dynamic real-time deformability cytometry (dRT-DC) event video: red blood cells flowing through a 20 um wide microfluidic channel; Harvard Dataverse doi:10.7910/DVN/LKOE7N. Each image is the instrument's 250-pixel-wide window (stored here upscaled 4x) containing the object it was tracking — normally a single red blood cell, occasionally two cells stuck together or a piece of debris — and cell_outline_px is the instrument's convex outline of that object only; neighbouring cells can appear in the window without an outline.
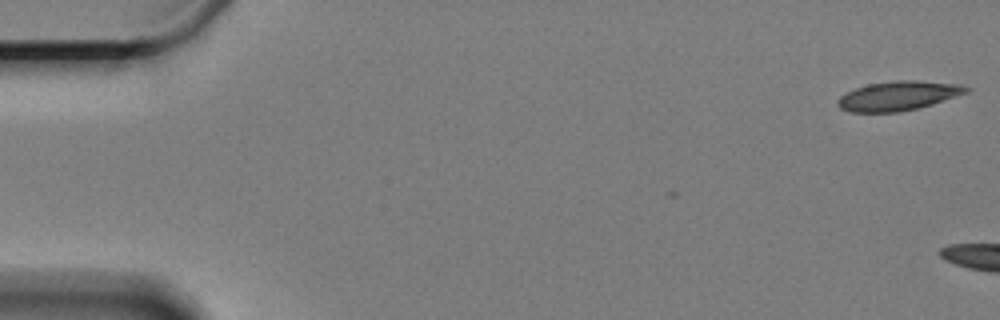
{"species": "Egyptian fruit bat (a non-hibernating species)", "species_latin": "Rousettus aegyptiacus", "temperature_condition": "cold", "stored_images_in_passage": 9, "camera_frame_rate_fps": 3000, "um_per_image_px": 0.085, "animal": {"sex": "female"}, "frame": {"image": 1, "passage_image": 1, "time_ms": 0.0, "image_size_px": [1000, 320], "cell_outline_px": [[972, 88], [968, 92], [932, 104], [900, 112], [848, 112], [840, 108], [836, 104], [836, 100], [840, 96], [856, 88], [868, 84], [896, 80], [916, 80], [960, 84]], "centroid_in_image_um": [76.34, 8.14], "position_along_channel_um": 8.7, "area_um2": 21.96}}